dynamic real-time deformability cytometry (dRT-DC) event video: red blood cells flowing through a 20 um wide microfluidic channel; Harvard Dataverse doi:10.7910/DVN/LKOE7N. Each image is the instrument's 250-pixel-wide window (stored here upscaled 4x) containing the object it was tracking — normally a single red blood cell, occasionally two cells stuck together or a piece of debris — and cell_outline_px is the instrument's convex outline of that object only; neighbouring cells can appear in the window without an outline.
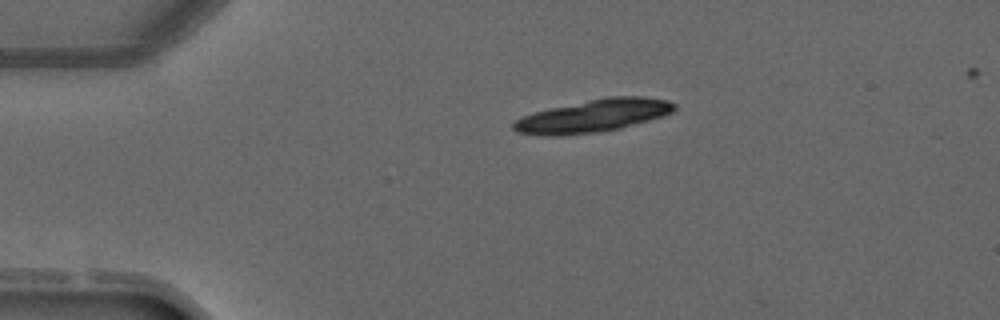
{"species": "common noctule bat (a hibernating species)", "species_latin": "Nyctalus noctula", "temperature_condition": "warm", "stored_images_in_passage": 3, "segment_of_instrument_passage": [1, 2], "camera_frame_rate_fps": 3000, "um_per_image_px": 0.085, "animal": {"sex": "male", "forearm_length_mm": 52.5}, "frame": {"image": 1, "passage_image": 1, "time_ms": 0.0, "image_size_px": [1000, 320], "cell_outline_px": [[676, 108], [672, 112], [664, 116], [620, 128], [596, 132], [560, 136], [544, 136], [516, 132], [512, 128], [512, 124], [516, 120], [532, 112], [608, 96], [644, 96], [668, 100], [676, 104]], "centroid_in_image_um": [50.44, 9.84], "position_along_channel_um": 34.6, "area_um2": 30.63}}